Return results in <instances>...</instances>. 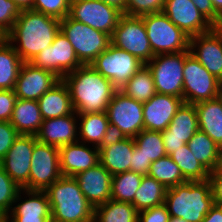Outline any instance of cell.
I'll return each mask as SVG.
<instances>
[{
	"instance_id": "6da1fadb",
	"label": "cell",
	"mask_w": 222,
	"mask_h": 222,
	"mask_svg": "<svg viewBox=\"0 0 222 222\" xmlns=\"http://www.w3.org/2000/svg\"><path fill=\"white\" fill-rule=\"evenodd\" d=\"M60 21L33 9L23 10L7 34V41L23 62H30L53 43L60 31ZM13 43H17V46Z\"/></svg>"
},
{
	"instance_id": "7a4b0ae2",
	"label": "cell",
	"mask_w": 222,
	"mask_h": 222,
	"mask_svg": "<svg viewBox=\"0 0 222 222\" xmlns=\"http://www.w3.org/2000/svg\"><path fill=\"white\" fill-rule=\"evenodd\" d=\"M77 114L105 112L117 88L91 65H82L63 77Z\"/></svg>"
},
{
	"instance_id": "3957f363",
	"label": "cell",
	"mask_w": 222,
	"mask_h": 222,
	"mask_svg": "<svg viewBox=\"0 0 222 222\" xmlns=\"http://www.w3.org/2000/svg\"><path fill=\"white\" fill-rule=\"evenodd\" d=\"M45 192L49 199L51 222H93L94 207L73 176H61Z\"/></svg>"
},
{
	"instance_id": "277c9868",
	"label": "cell",
	"mask_w": 222,
	"mask_h": 222,
	"mask_svg": "<svg viewBox=\"0 0 222 222\" xmlns=\"http://www.w3.org/2000/svg\"><path fill=\"white\" fill-rule=\"evenodd\" d=\"M165 204L170 217L201 222L214 205L209 180L192 181L167 188Z\"/></svg>"
},
{
	"instance_id": "5b68a950",
	"label": "cell",
	"mask_w": 222,
	"mask_h": 222,
	"mask_svg": "<svg viewBox=\"0 0 222 222\" xmlns=\"http://www.w3.org/2000/svg\"><path fill=\"white\" fill-rule=\"evenodd\" d=\"M60 30L73 46L82 65H90L111 44V36L72 19L69 15L60 21Z\"/></svg>"
},
{
	"instance_id": "8992f818",
	"label": "cell",
	"mask_w": 222,
	"mask_h": 222,
	"mask_svg": "<svg viewBox=\"0 0 222 222\" xmlns=\"http://www.w3.org/2000/svg\"><path fill=\"white\" fill-rule=\"evenodd\" d=\"M141 17L154 55L189 51L190 37L163 12Z\"/></svg>"
},
{
	"instance_id": "52a82bcc",
	"label": "cell",
	"mask_w": 222,
	"mask_h": 222,
	"mask_svg": "<svg viewBox=\"0 0 222 222\" xmlns=\"http://www.w3.org/2000/svg\"><path fill=\"white\" fill-rule=\"evenodd\" d=\"M185 51L157 54L145 65L151 71L158 94L173 95L183 99V68Z\"/></svg>"
},
{
	"instance_id": "ba28073f",
	"label": "cell",
	"mask_w": 222,
	"mask_h": 222,
	"mask_svg": "<svg viewBox=\"0 0 222 222\" xmlns=\"http://www.w3.org/2000/svg\"><path fill=\"white\" fill-rule=\"evenodd\" d=\"M183 77V100L185 103L195 104L220 96L218 79L190 51H185Z\"/></svg>"
},
{
	"instance_id": "9c48e42d",
	"label": "cell",
	"mask_w": 222,
	"mask_h": 222,
	"mask_svg": "<svg viewBox=\"0 0 222 222\" xmlns=\"http://www.w3.org/2000/svg\"><path fill=\"white\" fill-rule=\"evenodd\" d=\"M111 44L134 55L144 64L155 56L142 17L123 14L111 36Z\"/></svg>"
},
{
	"instance_id": "30bf717a",
	"label": "cell",
	"mask_w": 222,
	"mask_h": 222,
	"mask_svg": "<svg viewBox=\"0 0 222 222\" xmlns=\"http://www.w3.org/2000/svg\"><path fill=\"white\" fill-rule=\"evenodd\" d=\"M90 65L120 89L144 63L129 52L110 44Z\"/></svg>"
},
{
	"instance_id": "8fae6325",
	"label": "cell",
	"mask_w": 222,
	"mask_h": 222,
	"mask_svg": "<svg viewBox=\"0 0 222 222\" xmlns=\"http://www.w3.org/2000/svg\"><path fill=\"white\" fill-rule=\"evenodd\" d=\"M30 63L40 69L53 72L60 79L82 66L72 44L61 30L53 43L37 54Z\"/></svg>"
},
{
	"instance_id": "7c38bea8",
	"label": "cell",
	"mask_w": 222,
	"mask_h": 222,
	"mask_svg": "<svg viewBox=\"0 0 222 222\" xmlns=\"http://www.w3.org/2000/svg\"><path fill=\"white\" fill-rule=\"evenodd\" d=\"M123 13L101 0H71L69 16L112 36Z\"/></svg>"
},
{
	"instance_id": "4fadbf2b",
	"label": "cell",
	"mask_w": 222,
	"mask_h": 222,
	"mask_svg": "<svg viewBox=\"0 0 222 222\" xmlns=\"http://www.w3.org/2000/svg\"><path fill=\"white\" fill-rule=\"evenodd\" d=\"M61 176L59 148L37 141L32 152L29 190L45 191Z\"/></svg>"
},
{
	"instance_id": "5bb4252c",
	"label": "cell",
	"mask_w": 222,
	"mask_h": 222,
	"mask_svg": "<svg viewBox=\"0 0 222 222\" xmlns=\"http://www.w3.org/2000/svg\"><path fill=\"white\" fill-rule=\"evenodd\" d=\"M109 123L116 125L126 137L134 138L144 129L143 103L117 89L108 104Z\"/></svg>"
},
{
	"instance_id": "9a60e30c",
	"label": "cell",
	"mask_w": 222,
	"mask_h": 222,
	"mask_svg": "<svg viewBox=\"0 0 222 222\" xmlns=\"http://www.w3.org/2000/svg\"><path fill=\"white\" fill-rule=\"evenodd\" d=\"M36 142L35 135L19 134L0 162L4 171L21 189L29 190L32 152Z\"/></svg>"
},
{
	"instance_id": "2e32d148",
	"label": "cell",
	"mask_w": 222,
	"mask_h": 222,
	"mask_svg": "<svg viewBox=\"0 0 222 222\" xmlns=\"http://www.w3.org/2000/svg\"><path fill=\"white\" fill-rule=\"evenodd\" d=\"M199 130L194 104L183 103L174 115L168 127L161 132L167 155L187 144Z\"/></svg>"
},
{
	"instance_id": "e0dca14e",
	"label": "cell",
	"mask_w": 222,
	"mask_h": 222,
	"mask_svg": "<svg viewBox=\"0 0 222 222\" xmlns=\"http://www.w3.org/2000/svg\"><path fill=\"white\" fill-rule=\"evenodd\" d=\"M60 80L51 71L23 62L13 90L18 99L37 101Z\"/></svg>"
},
{
	"instance_id": "ac0fdd59",
	"label": "cell",
	"mask_w": 222,
	"mask_h": 222,
	"mask_svg": "<svg viewBox=\"0 0 222 222\" xmlns=\"http://www.w3.org/2000/svg\"><path fill=\"white\" fill-rule=\"evenodd\" d=\"M190 53L217 79L222 75V29L190 37Z\"/></svg>"
},
{
	"instance_id": "d6986e66",
	"label": "cell",
	"mask_w": 222,
	"mask_h": 222,
	"mask_svg": "<svg viewBox=\"0 0 222 222\" xmlns=\"http://www.w3.org/2000/svg\"><path fill=\"white\" fill-rule=\"evenodd\" d=\"M163 13L189 37L214 28L191 0H166Z\"/></svg>"
},
{
	"instance_id": "ffe728a7",
	"label": "cell",
	"mask_w": 222,
	"mask_h": 222,
	"mask_svg": "<svg viewBox=\"0 0 222 222\" xmlns=\"http://www.w3.org/2000/svg\"><path fill=\"white\" fill-rule=\"evenodd\" d=\"M23 192L29 199L21 200V194L25 195ZM14 203L18 205H13L10 214L6 215V222H51L49 199L45 191L21 189Z\"/></svg>"
},
{
	"instance_id": "44dd1931",
	"label": "cell",
	"mask_w": 222,
	"mask_h": 222,
	"mask_svg": "<svg viewBox=\"0 0 222 222\" xmlns=\"http://www.w3.org/2000/svg\"><path fill=\"white\" fill-rule=\"evenodd\" d=\"M183 103L182 98L156 93L150 100L143 103L144 129L164 131Z\"/></svg>"
},
{
	"instance_id": "7402d4cb",
	"label": "cell",
	"mask_w": 222,
	"mask_h": 222,
	"mask_svg": "<svg viewBox=\"0 0 222 222\" xmlns=\"http://www.w3.org/2000/svg\"><path fill=\"white\" fill-rule=\"evenodd\" d=\"M88 202L95 208L111 199L112 175L98 163L74 176Z\"/></svg>"
},
{
	"instance_id": "603a6c76",
	"label": "cell",
	"mask_w": 222,
	"mask_h": 222,
	"mask_svg": "<svg viewBox=\"0 0 222 222\" xmlns=\"http://www.w3.org/2000/svg\"><path fill=\"white\" fill-rule=\"evenodd\" d=\"M76 118L77 113L74 111L70 115L43 120L35 135L37 141L58 148L78 142V119Z\"/></svg>"
},
{
	"instance_id": "cb8c5ba5",
	"label": "cell",
	"mask_w": 222,
	"mask_h": 222,
	"mask_svg": "<svg viewBox=\"0 0 222 222\" xmlns=\"http://www.w3.org/2000/svg\"><path fill=\"white\" fill-rule=\"evenodd\" d=\"M76 142L59 148V161L62 176H75L100 163L99 149ZM93 149V150H92Z\"/></svg>"
},
{
	"instance_id": "d4e9b609",
	"label": "cell",
	"mask_w": 222,
	"mask_h": 222,
	"mask_svg": "<svg viewBox=\"0 0 222 222\" xmlns=\"http://www.w3.org/2000/svg\"><path fill=\"white\" fill-rule=\"evenodd\" d=\"M43 120L70 115L74 112L67 84L61 79L38 100Z\"/></svg>"
},
{
	"instance_id": "484cf974",
	"label": "cell",
	"mask_w": 222,
	"mask_h": 222,
	"mask_svg": "<svg viewBox=\"0 0 222 222\" xmlns=\"http://www.w3.org/2000/svg\"><path fill=\"white\" fill-rule=\"evenodd\" d=\"M199 129L222 149V96L195 103Z\"/></svg>"
},
{
	"instance_id": "4316f807",
	"label": "cell",
	"mask_w": 222,
	"mask_h": 222,
	"mask_svg": "<svg viewBox=\"0 0 222 222\" xmlns=\"http://www.w3.org/2000/svg\"><path fill=\"white\" fill-rule=\"evenodd\" d=\"M135 147L134 138L124 140L99 149L100 163L112 175L130 171L132 154Z\"/></svg>"
},
{
	"instance_id": "83f0119b",
	"label": "cell",
	"mask_w": 222,
	"mask_h": 222,
	"mask_svg": "<svg viewBox=\"0 0 222 222\" xmlns=\"http://www.w3.org/2000/svg\"><path fill=\"white\" fill-rule=\"evenodd\" d=\"M42 122L37 101L16 99L10 123L19 134L36 135Z\"/></svg>"
},
{
	"instance_id": "f1b7e54d",
	"label": "cell",
	"mask_w": 222,
	"mask_h": 222,
	"mask_svg": "<svg viewBox=\"0 0 222 222\" xmlns=\"http://www.w3.org/2000/svg\"><path fill=\"white\" fill-rule=\"evenodd\" d=\"M191 153L209 172L222 165V149L200 129L187 143Z\"/></svg>"
},
{
	"instance_id": "f546056e",
	"label": "cell",
	"mask_w": 222,
	"mask_h": 222,
	"mask_svg": "<svg viewBox=\"0 0 222 222\" xmlns=\"http://www.w3.org/2000/svg\"><path fill=\"white\" fill-rule=\"evenodd\" d=\"M79 119L78 136L81 143L98 147L106 133L109 120L106 112L77 114Z\"/></svg>"
},
{
	"instance_id": "4dcf8cb0",
	"label": "cell",
	"mask_w": 222,
	"mask_h": 222,
	"mask_svg": "<svg viewBox=\"0 0 222 222\" xmlns=\"http://www.w3.org/2000/svg\"><path fill=\"white\" fill-rule=\"evenodd\" d=\"M138 218L134 205L110 199L94 208L93 222H138Z\"/></svg>"
},
{
	"instance_id": "1f68e13d",
	"label": "cell",
	"mask_w": 222,
	"mask_h": 222,
	"mask_svg": "<svg viewBox=\"0 0 222 222\" xmlns=\"http://www.w3.org/2000/svg\"><path fill=\"white\" fill-rule=\"evenodd\" d=\"M167 188L149 175H144L136 190L133 205L138 211L165 203Z\"/></svg>"
},
{
	"instance_id": "d6a6232c",
	"label": "cell",
	"mask_w": 222,
	"mask_h": 222,
	"mask_svg": "<svg viewBox=\"0 0 222 222\" xmlns=\"http://www.w3.org/2000/svg\"><path fill=\"white\" fill-rule=\"evenodd\" d=\"M23 64L19 54L7 40L0 44V90H13Z\"/></svg>"
},
{
	"instance_id": "836d02e7",
	"label": "cell",
	"mask_w": 222,
	"mask_h": 222,
	"mask_svg": "<svg viewBox=\"0 0 222 222\" xmlns=\"http://www.w3.org/2000/svg\"><path fill=\"white\" fill-rule=\"evenodd\" d=\"M119 90L141 103L157 93L151 71L145 64Z\"/></svg>"
},
{
	"instance_id": "e575fe53",
	"label": "cell",
	"mask_w": 222,
	"mask_h": 222,
	"mask_svg": "<svg viewBox=\"0 0 222 222\" xmlns=\"http://www.w3.org/2000/svg\"><path fill=\"white\" fill-rule=\"evenodd\" d=\"M170 157L181 169L186 181L208 180L210 172L198 160H196L187 144L173 152Z\"/></svg>"
},
{
	"instance_id": "d590c367",
	"label": "cell",
	"mask_w": 222,
	"mask_h": 222,
	"mask_svg": "<svg viewBox=\"0 0 222 222\" xmlns=\"http://www.w3.org/2000/svg\"><path fill=\"white\" fill-rule=\"evenodd\" d=\"M148 175L163 184L166 188L187 182L183 177L181 169L169 155L152 162Z\"/></svg>"
},
{
	"instance_id": "8d00e7d4",
	"label": "cell",
	"mask_w": 222,
	"mask_h": 222,
	"mask_svg": "<svg viewBox=\"0 0 222 222\" xmlns=\"http://www.w3.org/2000/svg\"><path fill=\"white\" fill-rule=\"evenodd\" d=\"M143 176L133 171H126L112 176L111 199L128 202L133 205V198Z\"/></svg>"
},
{
	"instance_id": "74e56055",
	"label": "cell",
	"mask_w": 222,
	"mask_h": 222,
	"mask_svg": "<svg viewBox=\"0 0 222 222\" xmlns=\"http://www.w3.org/2000/svg\"><path fill=\"white\" fill-rule=\"evenodd\" d=\"M135 147L148 160L155 162L167 156L161 132L143 129L134 137Z\"/></svg>"
},
{
	"instance_id": "f35d334b",
	"label": "cell",
	"mask_w": 222,
	"mask_h": 222,
	"mask_svg": "<svg viewBox=\"0 0 222 222\" xmlns=\"http://www.w3.org/2000/svg\"><path fill=\"white\" fill-rule=\"evenodd\" d=\"M20 190L21 188L0 165V214L5 216L9 214Z\"/></svg>"
},
{
	"instance_id": "ab89813d",
	"label": "cell",
	"mask_w": 222,
	"mask_h": 222,
	"mask_svg": "<svg viewBox=\"0 0 222 222\" xmlns=\"http://www.w3.org/2000/svg\"><path fill=\"white\" fill-rule=\"evenodd\" d=\"M70 2L71 0H34L32 9L62 20L69 15Z\"/></svg>"
},
{
	"instance_id": "60d3db41",
	"label": "cell",
	"mask_w": 222,
	"mask_h": 222,
	"mask_svg": "<svg viewBox=\"0 0 222 222\" xmlns=\"http://www.w3.org/2000/svg\"><path fill=\"white\" fill-rule=\"evenodd\" d=\"M166 0H127L125 15L141 17L146 14L163 12Z\"/></svg>"
},
{
	"instance_id": "b9f144b4",
	"label": "cell",
	"mask_w": 222,
	"mask_h": 222,
	"mask_svg": "<svg viewBox=\"0 0 222 222\" xmlns=\"http://www.w3.org/2000/svg\"><path fill=\"white\" fill-rule=\"evenodd\" d=\"M20 9L12 0H0V29L8 34L20 15Z\"/></svg>"
},
{
	"instance_id": "7bdbcfd3",
	"label": "cell",
	"mask_w": 222,
	"mask_h": 222,
	"mask_svg": "<svg viewBox=\"0 0 222 222\" xmlns=\"http://www.w3.org/2000/svg\"><path fill=\"white\" fill-rule=\"evenodd\" d=\"M18 136L19 133L10 122H0V162Z\"/></svg>"
},
{
	"instance_id": "ee69618b",
	"label": "cell",
	"mask_w": 222,
	"mask_h": 222,
	"mask_svg": "<svg viewBox=\"0 0 222 222\" xmlns=\"http://www.w3.org/2000/svg\"><path fill=\"white\" fill-rule=\"evenodd\" d=\"M170 214L165 203L139 211L138 222H168Z\"/></svg>"
},
{
	"instance_id": "f6af8a7d",
	"label": "cell",
	"mask_w": 222,
	"mask_h": 222,
	"mask_svg": "<svg viewBox=\"0 0 222 222\" xmlns=\"http://www.w3.org/2000/svg\"><path fill=\"white\" fill-rule=\"evenodd\" d=\"M16 99L14 90H0V122H10Z\"/></svg>"
},
{
	"instance_id": "bcb514c9",
	"label": "cell",
	"mask_w": 222,
	"mask_h": 222,
	"mask_svg": "<svg viewBox=\"0 0 222 222\" xmlns=\"http://www.w3.org/2000/svg\"><path fill=\"white\" fill-rule=\"evenodd\" d=\"M208 180L211 185L214 204L222 206V165L210 171Z\"/></svg>"
},
{
	"instance_id": "7dc6e473",
	"label": "cell",
	"mask_w": 222,
	"mask_h": 222,
	"mask_svg": "<svg viewBox=\"0 0 222 222\" xmlns=\"http://www.w3.org/2000/svg\"><path fill=\"white\" fill-rule=\"evenodd\" d=\"M200 13L214 26L220 27L222 18L214 11L211 0H191Z\"/></svg>"
},
{
	"instance_id": "c3c4849f",
	"label": "cell",
	"mask_w": 222,
	"mask_h": 222,
	"mask_svg": "<svg viewBox=\"0 0 222 222\" xmlns=\"http://www.w3.org/2000/svg\"><path fill=\"white\" fill-rule=\"evenodd\" d=\"M130 164V171L138 173L142 176L148 175L152 162L148 160L141 152L134 147Z\"/></svg>"
},
{
	"instance_id": "681fc988",
	"label": "cell",
	"mask_w": 222,
	"mask_h": 222,
	"mask_svg": "<svg viewBox=\"0 0 222 222\" xmlns=\"http://www.w3.org/2000/svg\"><path fill=\"white\" fill-rule=\"evenodd\" d=\"M127 138L123 132L116 126L111 123L108 124L106 133L103 137L101 144L97 147L102 149L103 147L113 145Z\"/></svg>"
},
{
	"instance_id": "f907efd6",
	"label": "cell",
	"mask_w": 222,
	"mask_h": 222,
	"mask_svg": "<svg viewBox=\"0 0 222 222\" xmlns=\"http://www.w3.org/2000/svg\"><path fill=\"white\" fill-rule=\"evenodd\" d=\"M201 222H222V206L214 204Z\"/></svg>"
},
{
	"instance_id": "816d5d0a",
	"label": "cell",
	"mask_w": 222,
	"mask_h": 222,
	"mask_svg": "<svg viewBox=\"0 0 222 222\" xmlns=\"http://www.w3.org/2000/svg\"><path fill=\"white\" fill-rule=\"evenodd\" d=\"M107 5L113 6L125 15V5L127 0H101Z\"/></svg>"
},
{
	"instance_id": "f5cc1de1",
	"label": "cell",
	"mask_w": 222,
	"mask_h": 222,
	"mask_svg": "<svg viewBox=\"0 0 222 222\" xmlns=\"http://www.w3.org/2000/svg\"><path fill=\"white\" fill-rule=\"evenodd\" d=\"M12 1L20 9V11L32 9L34 2V0H12Z\"/></svg>"
},
{
	"instance_id": "db71d44e",
	"label": "cell",
	"mask_w": 222,
	"mask_h": 222,
	"mask_svg": "<svg viewBox=\"0 0 222 222\" xmlns=\"http://www.w3.org/2000/svg\"><path fill=\"white\" fill-rule=\"evenodd\" d=\"M214 11L222 18V0H211Z\"/></svg>"
},
{
	"instance_id": "11a10c76",
	"label": "cell",
	"mask_w": 222,
	"mask_h": 222,
	"mask_svg": "<svg viewBox=\"0 0 222 222\" xmlns=\"http://www.w3.org/2000/svg\"><path fill=\"white\" fill-rule=\"evenodd\" d=\"M7 40V34L0 29V44L4 43Z\"/></svg>"
},
{
	"instance_id": "9f6ffc18",
	"label": "cell",
	"mask_w": 222,
	"mask_h": 222,
	"mask_svg": "<svg viewBox=\"0 0 222 222\" xmlns=\"http://www.w3.org/2000/svg\"><path fill=\"white\" fill-rule=\"evenodd\" d=\"M168 222H187L183 218H178V217H170Z\"/></svg>"
},
{
	"instance_id": "6f0895ef",
	"label": "cell",
	"mask_w": 222,
	"mask_h": 222,
	"mask_svg": "<svg viewBox=\"0 0 222 222\" xmlns=\"http://www.w3.org/2000/svg\"><path fill=\"white\" fill-rule=\"evenodd\" d=\"M218 88L220 96H222V75L218 78Z\"/></svg>"
},
{
	"instance_id": "680465c9",
	"label": "cell",
	"mask_w": 222,
	"mask_h": 222,
	"mask_svg": "<svg viewBox=\"0 0 222 222\" xmlns=\"http://www.w3.org/2000/svg\"><path fill=\"white\" fill-rule=\"evenodd\" d=\"M0 222H6V216L0 214Z\"/></svg>"
}]
</instances>
